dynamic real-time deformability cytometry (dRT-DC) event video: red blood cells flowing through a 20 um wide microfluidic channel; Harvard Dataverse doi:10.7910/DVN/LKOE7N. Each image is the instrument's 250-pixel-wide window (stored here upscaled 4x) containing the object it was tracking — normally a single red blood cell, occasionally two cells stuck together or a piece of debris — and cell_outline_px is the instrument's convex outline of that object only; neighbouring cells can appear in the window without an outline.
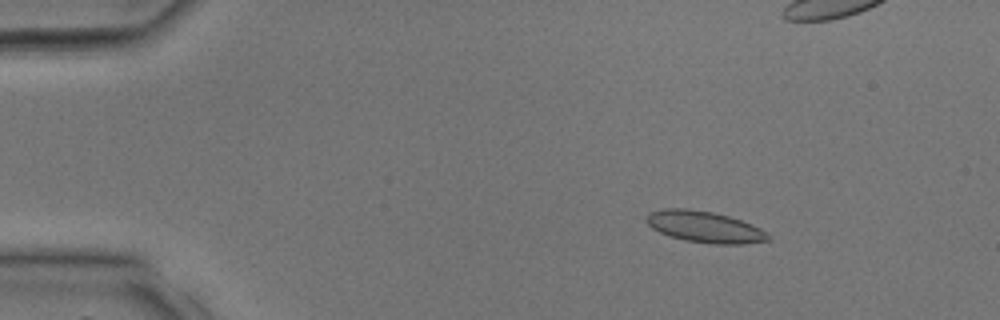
{"species": "common noctule bat (a hibernating species)", "species_latin": "Nyctalus noctula", "temperature_condition": "room temperature", "stored_images_in_passage": 11, "camera_frame_rate_fps": 3000, "um_per_image_px": 0.085, "animal": {"sex": "male", "body_mass_g": 17.9, "forearm_length_mm": 54.2}, "frame": {"image": 1, "passage_image": 5, "time_ms": 1.333, "image_size_px": [1000, 320], "cell_outline_px": [[772, 236], [768, 240], [740, 244], [716, 244], [684, 240], [660, 232], [652, 228], [644, 220], [648, 212], [664, 208], [684, 208], [712, 212], [728, 216], [752, 224], [760, 228]], "centroid_in_image_um": [59.87, 19.27], "position_along_channel_um": 25.1, "area_um2": 22.14}}